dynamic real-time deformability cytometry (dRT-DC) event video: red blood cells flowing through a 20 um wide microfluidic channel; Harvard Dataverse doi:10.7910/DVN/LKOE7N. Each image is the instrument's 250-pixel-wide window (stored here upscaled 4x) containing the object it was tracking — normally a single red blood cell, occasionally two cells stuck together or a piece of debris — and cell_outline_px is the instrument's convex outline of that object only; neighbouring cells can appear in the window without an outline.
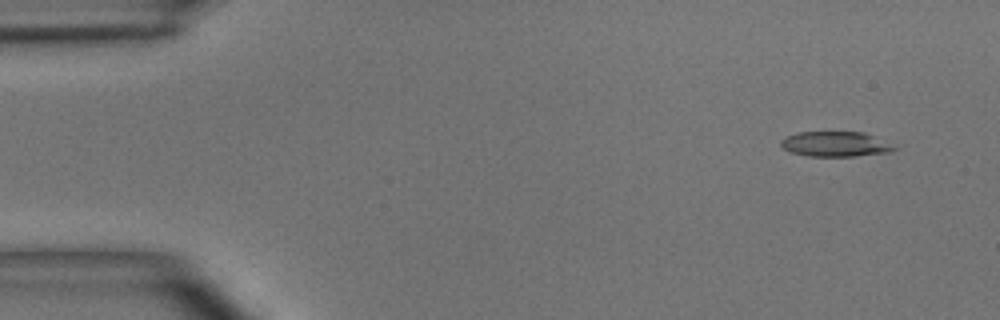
{"species": "common noctule bat (a hibernating species)", "species_latin": "Nyctalus noctula", "temperature_condition": "room temperature", "stored_images_in_passage": 4, "camera_frame_rate_fps": 3000, "um_per_image_px": 0.085, "animal": {"sex": "male", "body_mass_g": 15.6}, "frame": {"image": 1, "passage_image": 1, "time_ms": 0.0, "image_size_px": [1000, 320], "cell_outline_px": [[900, 148], [888, 152], [856, 156], [808, 156], [792, 152], [784, 148], [780, 144], [780, 140], [784, 136], [796, 132], [864, 132]], "centroid_in_image_um": [70.98, 12.24], "position_along_channel_um": 14.0, "area_um2": 16.53}}
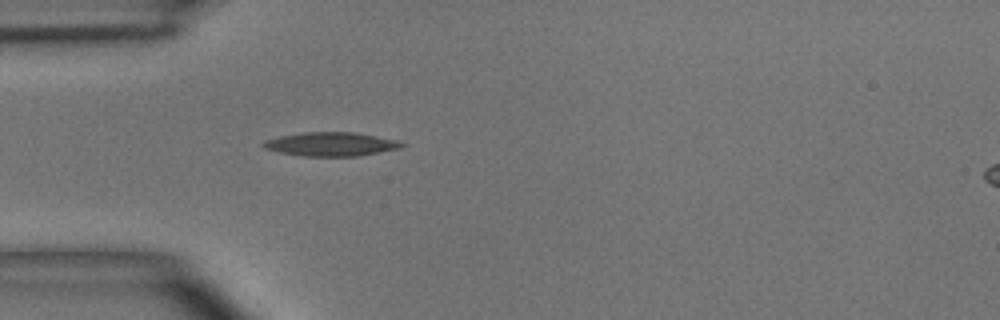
{"frame": {"image": 2, "passage_image": 4, "time_ms": 3.667, "image_size_px": [1000, 320], "cell_outline_px": [[408, 144], [400, 148], [380, 152], [356, 156], [304, 156], [280, 152], [264, 148], [260, 144], [264, 140], [280, 136], [304, 132], [356, 132], [396, 140]], "centroid_in_image_um": [28.13, 12.25], "position_along_channel_um": 56.9, "area_um2": 19.19}}